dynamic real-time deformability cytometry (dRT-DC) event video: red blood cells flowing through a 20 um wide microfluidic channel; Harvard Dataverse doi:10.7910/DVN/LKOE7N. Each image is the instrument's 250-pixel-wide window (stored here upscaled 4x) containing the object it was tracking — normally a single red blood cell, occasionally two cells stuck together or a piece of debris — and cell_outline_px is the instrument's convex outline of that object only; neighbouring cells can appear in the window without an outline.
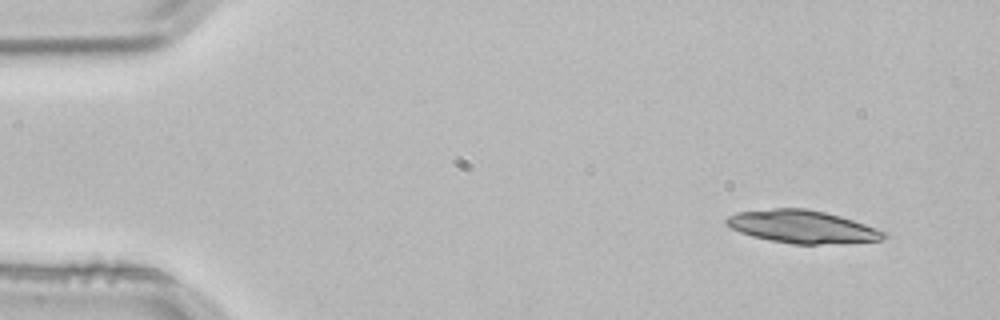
{"species": "common noctule bat (a hibernating species)", "species_latin": "Nyctalus noctula", "temperature_condition": "room temperature", "stored_images_in_passage": 3, "camera_frame_rate_fps": 3000, "um_per_image_px": 0.085, "animal": {"sex": "male", "body_mass_g": 21.5, "forearm_length_mm": 52.0}, "frame": {"image": 1, "passage_image": 1, "time_ms": 0.0, "image_size_px": [1000, 320], "cell_outline_px": [[888, 236], [880, 240], [816, 244], [792, 244], [752, 236], [740, 232], [724, 224], [724, 220], [728, 216], [736, 212], [776, 208], [804, 208], [824, 212], [840, 216], [888, 232]], "centroid_in_image_um": [68.16, 19.26], "position_along_channel_um": 16.8, "area_um2": 29.77}}